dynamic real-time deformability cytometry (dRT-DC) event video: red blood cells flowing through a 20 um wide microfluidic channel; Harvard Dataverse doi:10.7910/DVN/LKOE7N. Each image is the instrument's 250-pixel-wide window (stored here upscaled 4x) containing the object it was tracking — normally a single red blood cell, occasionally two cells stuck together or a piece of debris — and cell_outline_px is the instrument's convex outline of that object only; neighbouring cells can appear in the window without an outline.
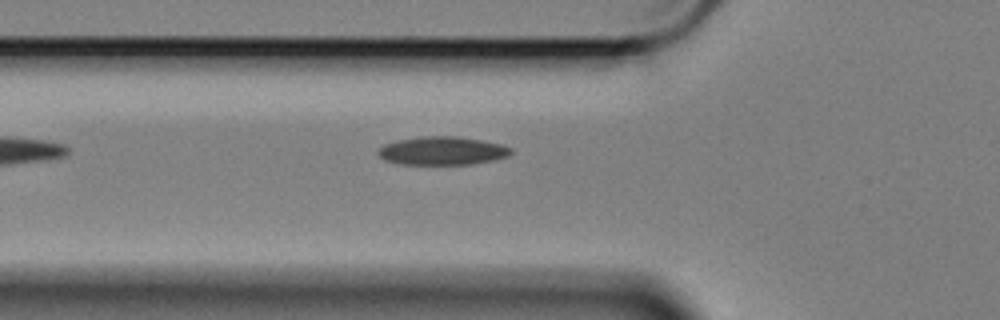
{"species": "Egyptian fruit bat (a non-hibernating species)", "species_latin": "Rousettus aegyptiacus", "temperature_condition": "cold", "stored_images_in_passage": 15, "camera_frame_rate_fps": 3000, "um_per_image_px": 0.085, "animal": {"sex": "female"}, "frame": {"image": 1, "passage_image": 3, "time_ms": 0.667, "image_size_px": [1000, 320], "cell_outline_px": [[512, 152], [508, 156], [492, 160], [472, 164], [400, 164], [384, 160], [376, 152], [384, 144], [396, 140], [420, 136], [456, 136], [480, 140], [500, 144], [512, 148]], "centroid_in_image_um": [37.56, 12.81], "position_along_channel_um": 88.2, "area_um2": 21.91}}
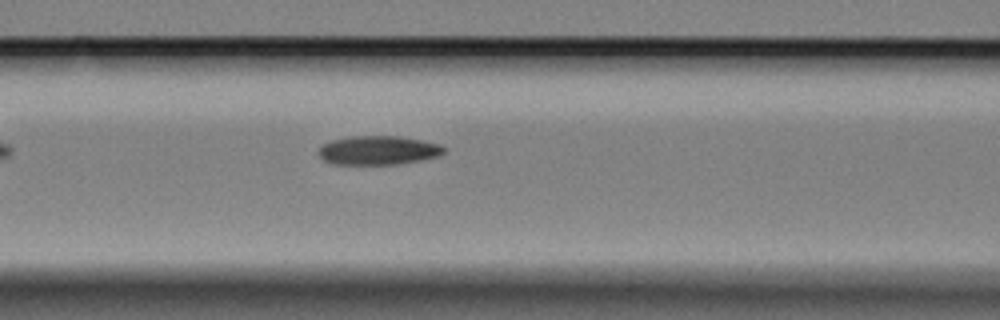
{"frame": {"image": 2, "passage_image": 7, "time_ms": 2.0, "image_size_px": [1000, 320], "cell_outline_px": [[444, 152], [440, 156], [420, 160], [396, 164], [332, 164], [324, 160], [320, 156], [320, 148], [324, 144], [332, 140], [352, 136], [396, 136], [420, 140], [440, 144], [444, 148]], "centroid_in_image_um": [32.16, 12.78], "position_along_channel_um": 134.4, "area_um2": 20.87}}
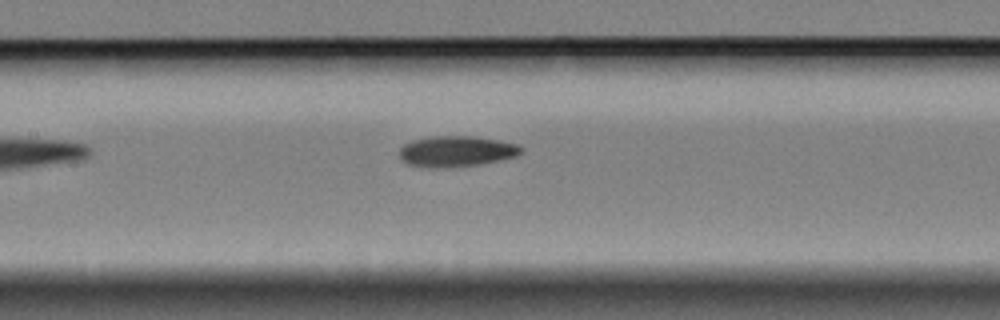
{"frame": {"image": 3, "passage_image": 10, "time_ms": 3.0, "image_size_px": [1000, 320], "cell_outline_px": [[524, 152], [516, 156], [500, 160], [480, 164], [448, 168], [428, 168], [404, 164], [400, 160], [400, 148], [404, 144], [412, 140], [432, 136], [472, 136], [520, 144], [524, 148]], "centroid_in_image_um": [38.78, 12.88], "position_along_channel_um": 168.6, "area_um2": 22.25}}